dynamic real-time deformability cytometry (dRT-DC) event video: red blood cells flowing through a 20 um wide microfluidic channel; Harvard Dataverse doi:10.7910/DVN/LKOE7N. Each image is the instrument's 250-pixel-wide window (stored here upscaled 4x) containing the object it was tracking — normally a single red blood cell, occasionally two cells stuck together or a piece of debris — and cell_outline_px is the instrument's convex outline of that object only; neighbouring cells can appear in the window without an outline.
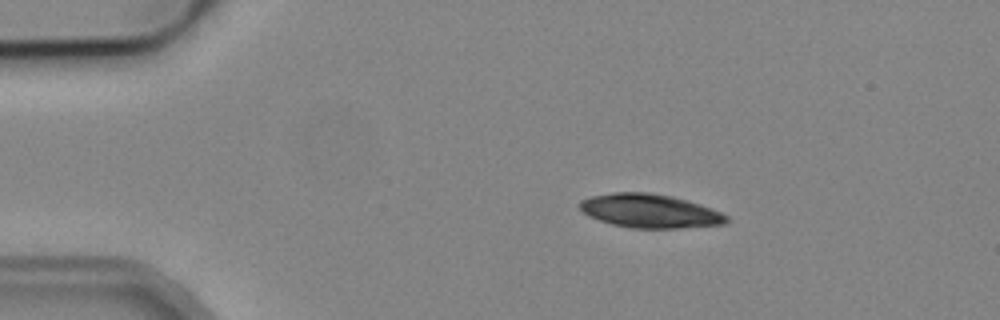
{"species": "common noctule bat (a hibernating species)", "species_latin": "Nyctalus noctula", "temperature_condition": "cold", "stored_images_in_passage": 3, "camera_frame_rate_fps": 3000, "um_per_image_px": 0.085, "animal": {"sex": "male", "body_mass_g": 19.2, "forearm_length_mm": 51.8}, "frame": {"image": 1, "passage_image": 2, "time_ms": 1.333, "image_size_px": [1000, 320], "cell_outline_px": [[732, 220], [728, 224], [680, 228], [632, 228], [612, 224], [600, 220], [584, 212], [580, 208], [580, 200], [592, 196], [612, 192], [648, 192], [672, 196], [700, 204], [712, 208], [728, 216]], "centroid_in_image_um": [55.31, 17.93], "position_along_channel_um": 29.7, "area_um2": 28.9}}